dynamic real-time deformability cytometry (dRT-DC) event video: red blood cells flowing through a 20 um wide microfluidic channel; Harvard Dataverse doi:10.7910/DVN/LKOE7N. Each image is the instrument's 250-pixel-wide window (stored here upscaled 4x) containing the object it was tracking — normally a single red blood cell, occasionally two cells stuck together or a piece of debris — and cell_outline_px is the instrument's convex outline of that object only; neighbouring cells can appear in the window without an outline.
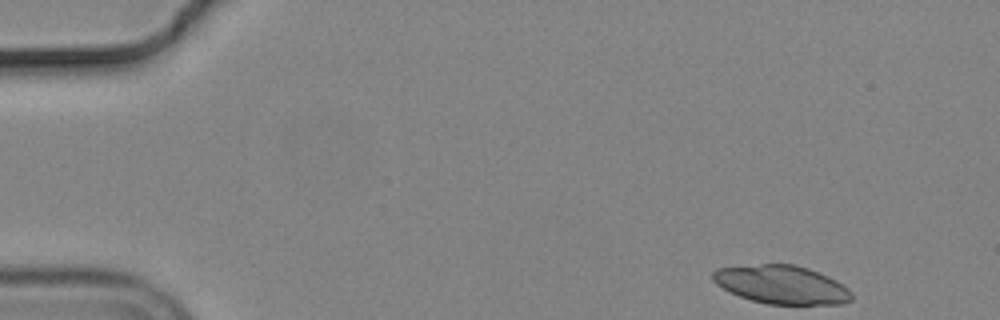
{"species": "common noctule bat (a hibernating species)", "species_latin": "Nyctalus noctula", "temperature_condition": "cold", "stored_images_in_passage": 51, "camera_frame_rate_fps": 3000, "um_per_image_px": 0.085, "animal": {"sex": "male", "body_mass_g": 19.2, "forearm_length_mm": 51.8}, "frame": {"image": 1, "passage_image": 1, "time_ms": 0.0, "image_size_px": [1000, 320], "cell_outline_px": [[852, 300], [844, 304], [768, 304], [752, 300], [728, 292], [716, 284], [712, 280], [712, 272], [716, 268], [760, 264], [796, 264], [808, 268], [828, 276], [836, 280], [848, 288], [852, 292]], "centroid_in_image_um": [66.43, 24.19], "position_along_channel_um": 18.6, "area_um2": 31.27}}